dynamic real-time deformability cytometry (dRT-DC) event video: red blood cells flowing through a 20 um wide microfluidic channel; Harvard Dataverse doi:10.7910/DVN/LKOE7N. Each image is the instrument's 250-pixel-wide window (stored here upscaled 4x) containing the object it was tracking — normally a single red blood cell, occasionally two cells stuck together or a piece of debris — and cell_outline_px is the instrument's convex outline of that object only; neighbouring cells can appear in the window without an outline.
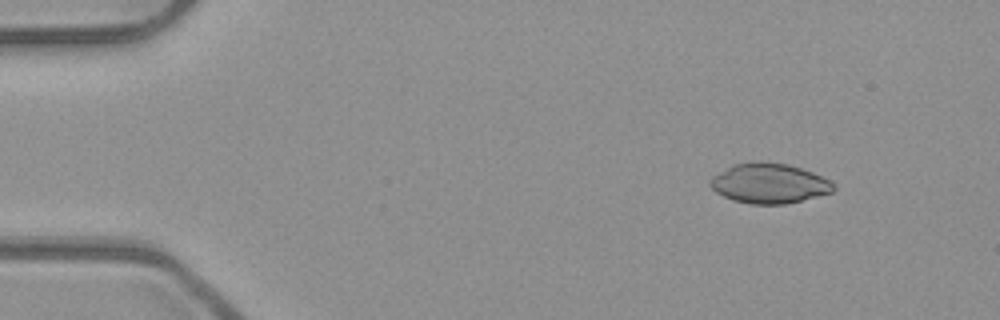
{"species": "common noctule bat (a hibernating species)", "species_latin": "Nyctalus noctula", "temperature_condition": "room temperature", "stored_images_in_passage": 4, "camera_frame_rate_fps": 3000, "um_per_image_px": 0.085, "animal": {"sex": "male", "body_mass_g": 23.1, "forearm_length_mm": 52.7}, "frame": {"image": 1, "passage_image": 2, "time_ms": 0.333, "image_size_px": [1000, 320], "cell_outline_px": [[836, 188], [832, 192], [784, 204], [752, 204], [732, 200], [716, 192], [708, 184], [708, 180], [712, 176], [732, 164], [788, 164], [812, 172], [828, 180]], "centroid_in_image_um": [65.33, 15.62], "position_along_channel_um": 19.7, "area_um2": 27.86}}